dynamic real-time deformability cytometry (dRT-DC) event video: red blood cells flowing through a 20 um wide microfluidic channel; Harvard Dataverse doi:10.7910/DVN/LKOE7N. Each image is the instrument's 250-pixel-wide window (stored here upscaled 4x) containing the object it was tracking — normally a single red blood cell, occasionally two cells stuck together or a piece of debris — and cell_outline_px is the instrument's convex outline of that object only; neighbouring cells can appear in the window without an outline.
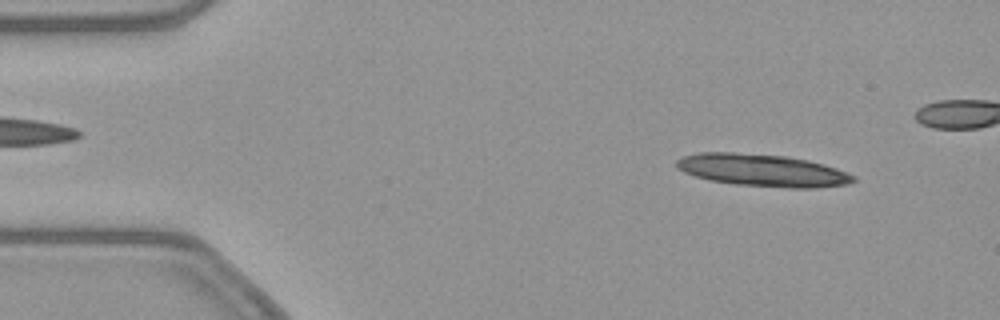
{"species": "common noctule bat (a hibernating species)", "species_latin": "Nyctalus noctula", "temperature_condition": "warm", "stored_images_in_passage": 17, "camera_frame_rate_fps": 3000, "um_per_image_px": 0.085, "animal": {"sex": "female", "body_mass_g": 21.9}, "frame": {"image": 1, "passage_image": 1, "time_ms": 0.0, "image_size_px": [1000, 320], "cell_outline_px": [[856, 180], [848, 184], [816, 188], [788, 188], [736, 184], [708, 180], [684, 172], [676, 168], [676, 160], [684, 156], [700, 152], [736, 152], [784, 156], [808, 160], [824, 164], [836, 168], [856, 176]], "centroid_in_image_um": [64.81, 14.47], "position_along_channel_um": 20.2, "area_um2": 33.35}}